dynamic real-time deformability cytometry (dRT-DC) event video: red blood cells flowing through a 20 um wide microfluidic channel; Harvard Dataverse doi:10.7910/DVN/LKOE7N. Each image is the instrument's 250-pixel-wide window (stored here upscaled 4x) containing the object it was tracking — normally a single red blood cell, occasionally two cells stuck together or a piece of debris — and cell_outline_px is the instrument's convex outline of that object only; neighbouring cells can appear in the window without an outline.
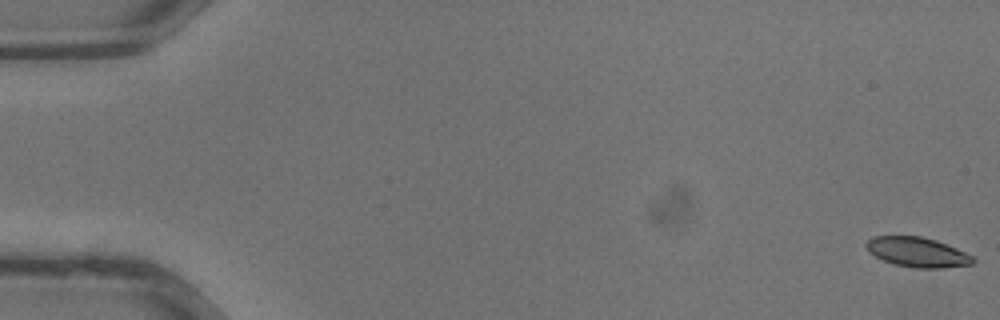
{"species": "common noctule bat (a hibernating species)", "species_latin": "Nyctalus noctula", "temperature_condition": "warm", "stored_images_in_passage": 36, "camera_frame_rate_fps": 3000, "um_per_image_px": 0.085, "animal": {"sex": "male", "body_mass_g": 13.3}, "frame": {"image": 1, "passage_image": 1, "time_ms": 0.0, "image_size_px": [1000, 320], "cell_outline_px": [[976, 260], [972, 264], [944, 268], [912, 268], [896, 264], [884, 260], [868, 252], [864, 244], [872, 236], [920, 236], [936, 240], [956, 248], [972, 256]], "centroid_in_image_um": [77.96, 21.43], "position_along_channel_um": 7.0, "area_um2": 18.5}}
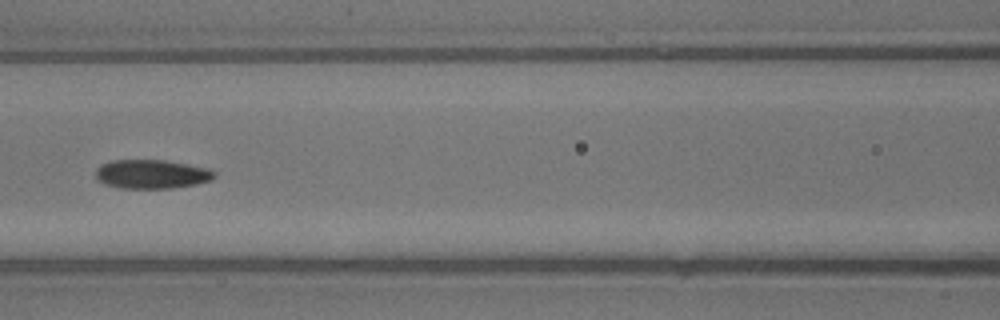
{"frame": {"image": 2, "passage_image": 17, "time_ms": 5.333, "image_size_px": [1000, 320], "cell_outline_px": [[216, 176], [212, 180], [196, 184], [172, 188], [120, 188], [104, 184], [96, 176], [96, 168], [100, 164], [112, 160], [164, 160], [212, 168], [216, 172]], "centroid_in_image_um": [12.93, 14.79], "position_along_channel_um": 153.7, "area_um2": 20.23}}
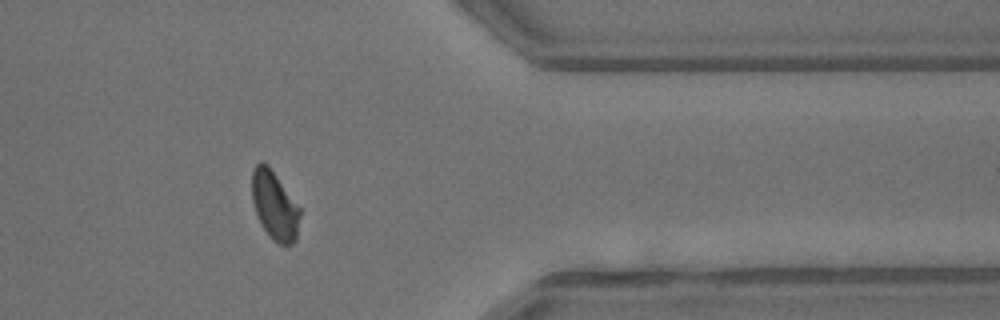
{"frame": {"image": 3, "passage_image": 30, "time_ms": 9.667, "image_size_px": [1000, 320], "cell_outline_px": [[300, 216], [296, 240], [292, 244], [280, 244], [264, 228], [256, 212], [252, 200], [252, 168], [260, 160], [264, 160], [268, 164], [300, 208]], "centroid_in_image_um": [23.33, 17.39], "position_along_channel_um": 388.1, "area_um2": 18.9}}